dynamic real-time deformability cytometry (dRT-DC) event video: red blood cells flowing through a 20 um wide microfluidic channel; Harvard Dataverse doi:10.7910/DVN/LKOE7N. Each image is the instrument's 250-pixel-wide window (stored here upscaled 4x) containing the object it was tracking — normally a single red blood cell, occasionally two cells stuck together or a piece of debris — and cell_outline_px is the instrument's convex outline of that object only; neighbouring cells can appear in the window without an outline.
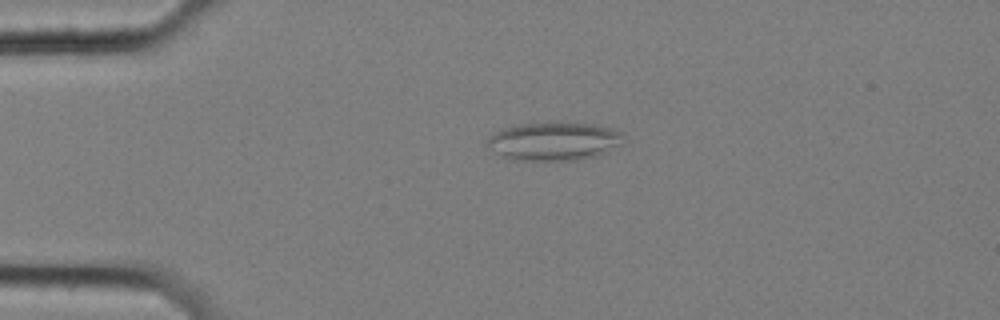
{"species": "common noctule bat (a hibernating species)", "species_latin": "Nyctalus noctula", "temperature_condition": "cold", "stored_images_in_passage": 58, "camera_frame_rate_fps": 3000, "um_per_image_px": 0.085, "animal": {"sex": "female", "body_mass_g": 25.1}, "frame": {"image": 1, "passage_image": 14, "time_ms": 4.333, "image_size_px": [1000, 320], "cell_outline_px": [[624, 144], [608, 152], [596, 156], [580, 160], [508, 160], [488, 148], [484, 144], [484, 140], [488, 136], [512, 124], [556, 120], [592, 124], [616, 128], [624, 136]], "centroid_in_image_um": [47.08, 11.97], "position_along_channel_um": 37.9, "area_um2": 31.91}}
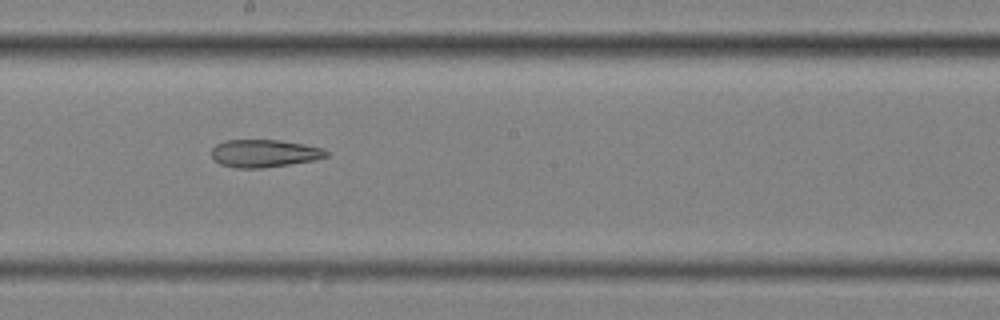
{"frame": {"image": 2, "passage_image": 33, "time_ms": 10.667, "image_size_px": [1000, 320], "cell_outline_px": [[328, 156], [312, 160], [288, 164], [260, 168], [236, 168], [220, 164], [212, 160], [212, 148], [216, 144], [224, 140], [280, 140], [304, 144], [324, 148], [328, 152]], "centroid_in_image_um": [22.43, 13.03], "position_along_channel_um": 225.8, "area_um2": 18.5}}
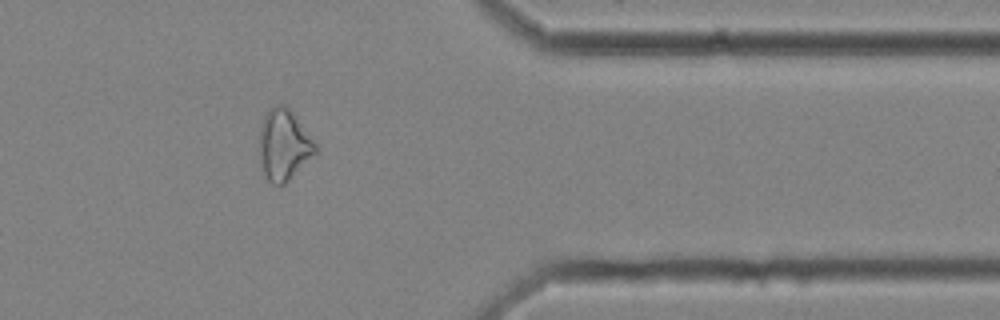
{"frame": {"image": 3, "passage_image": 48, "time_ms": 15.667, "image_size_px": [1000, 320], "cell_outline_px": [[320, 148], [284, 184], [272, 184], [260, 172], [260, 128], [264, 116], [268, 108], [276, 104], [284, 104], [296, 116]], "centroid_in_image_um": [24.11, 12.3], "position_along_channel_um": 387.3, "area_um2": 23.24}, "authors_computed_cell_mechanics": {"area_um2": 24.6517, "velocity_mm_per_s": 3.5085, "shape_relaxation_time_tau1_ms": null, "shape_relaxation_time_tau2_ms": 8.7513, "deformation_change_tau1": null, "deformation_change_tau2": 0.2192}}